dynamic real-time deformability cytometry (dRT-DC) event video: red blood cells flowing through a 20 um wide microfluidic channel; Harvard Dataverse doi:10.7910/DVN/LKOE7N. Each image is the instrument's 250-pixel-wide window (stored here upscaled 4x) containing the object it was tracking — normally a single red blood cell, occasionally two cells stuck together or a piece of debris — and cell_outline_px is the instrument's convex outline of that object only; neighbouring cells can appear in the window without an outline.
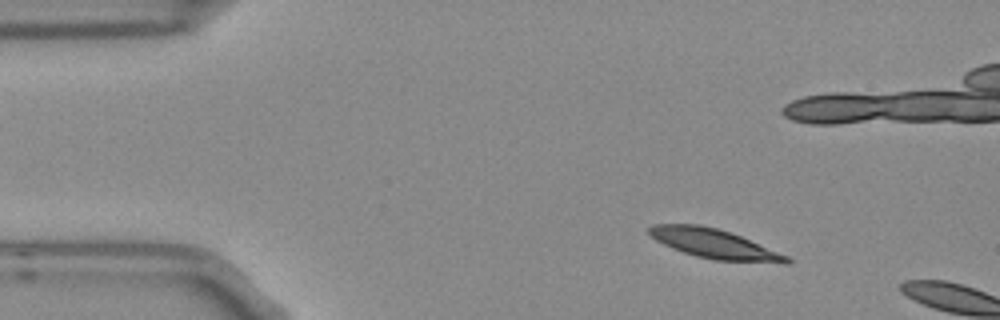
{"species": "Egyptian fruit bat (a non-hibernating species)", "species_latin": "Rousettus aegyptiacus", "temperature_condition": "room temperature", "stored_images_in_passage": 3, "camera_frame_rate_fps": 3000, "um_per_image_px": 0.085, "frame": {"image": 1, "passage_image": 2, "time_ms": 0.333, "image_size_px": [1000, 320], "cell_outline_px": [[792, 260], [788, 264], [784, 264], [712, 260], [696, 256], [672, 248], [656, 240], [648, 232], [648, 228], [652, 224], [700, 224], [716, 228], [740, 236], [788, 256]], "centroid_in_image_um": [60.73, 20.74], "position_along_channel_um": 24.3, "area_um2": 23.52}}